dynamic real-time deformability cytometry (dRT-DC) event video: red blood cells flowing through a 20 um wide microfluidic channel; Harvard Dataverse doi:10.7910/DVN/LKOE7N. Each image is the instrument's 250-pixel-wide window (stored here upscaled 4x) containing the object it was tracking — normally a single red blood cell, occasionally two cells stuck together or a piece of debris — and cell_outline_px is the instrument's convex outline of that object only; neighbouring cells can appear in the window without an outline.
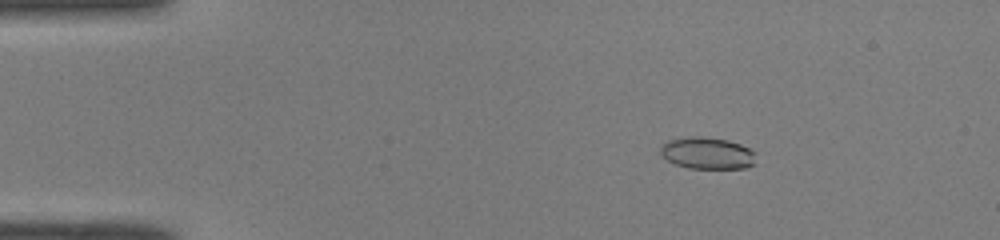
{"species": "common noctule bat (a hibernating species)", "species_latin": "Nyctalus noctula", "temperature_condition": "room temperature", "stored_images_in_passage": 51, "camera_frame_rate_fps": 3000, "um_per_image_px": 0.085, "animal": {"sex": "male", "body_mass_g": 19.0, "forearm_length_mm": 50.8}, "frame": {"image": 1, "passage_image": 9, "time_ms": 2.667, "image_size_px": [1000, 240], "cell_outline_px": [[756, 164], [744, 168], [688, 168], [676, 164], [660, 156], [660, 144], [668, 140], [692, 136], [700, 136], [728, 140], [740, 144], [756, 152]], "centroid_in_image_um": [60.12, 13.01], "position_along_channel_um": 24.9, "area_um2": 17.92}}
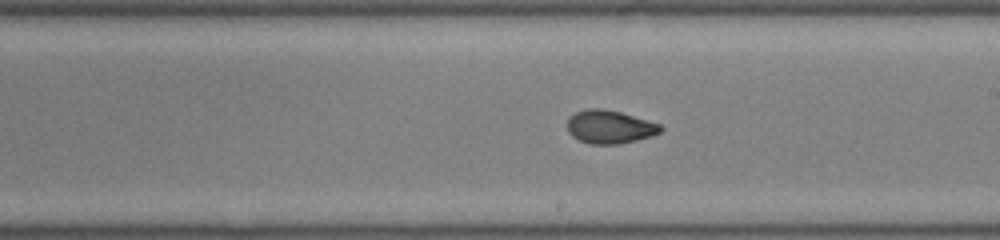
{"frame": {"image": 2, "passage_image": 30, "time_ms": 9.667, "image_size_px": [1000, 240], "cell_outline_px": [[664, 128], [660, 132], [652, 136], [620, 144], [592, 144], [580, 140], [572, 136], [568, 132], [568, 116], [576, 112], [588, 108], [604, 108], [620, 112], [648, 120], [660, 124]], "centroid_in_image_um": [51.83, 10.78], "position_along_channel_um": 237.2, "area_um2": 18.15}}
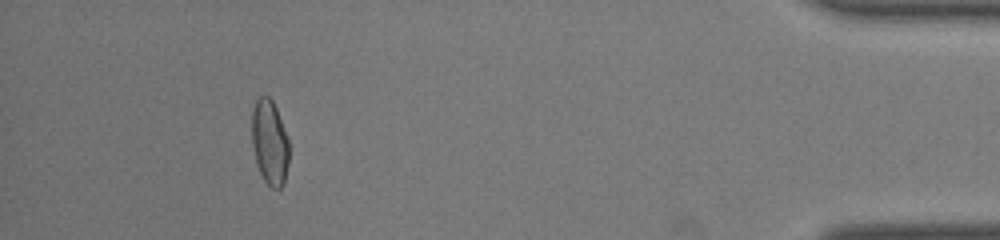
{"frame": {"image": 3, "passage_image": 47, "time_ms": 15.333, "image_size_px": [1000, 240], "cell_outline_px": [[288, 164], [284, 184], [280, 188], [272, 188], [264, 180], [260, 172], [256, 160], [252, 144], [252, 108], [256, 100], [260, 96], [268, 96], [272, 100], [276, 108], [288, 140]], "centroid_in_image_um": [22.91, 12.1], "position_along_channel_um": 412.3, "area_um2": 18.21}, "authors_computed_cell_mechanics": {"area_um2": 18.3226, "velocity_mm_per_s": 4.1175, "shape_relaxation_time_tau1_ms": 7.9503, "shape_relaxation_time_tau2_ms": 1.2978, "deformation_change_tau1": 0.2233, "deformation_change_tau2": 0.0566}}